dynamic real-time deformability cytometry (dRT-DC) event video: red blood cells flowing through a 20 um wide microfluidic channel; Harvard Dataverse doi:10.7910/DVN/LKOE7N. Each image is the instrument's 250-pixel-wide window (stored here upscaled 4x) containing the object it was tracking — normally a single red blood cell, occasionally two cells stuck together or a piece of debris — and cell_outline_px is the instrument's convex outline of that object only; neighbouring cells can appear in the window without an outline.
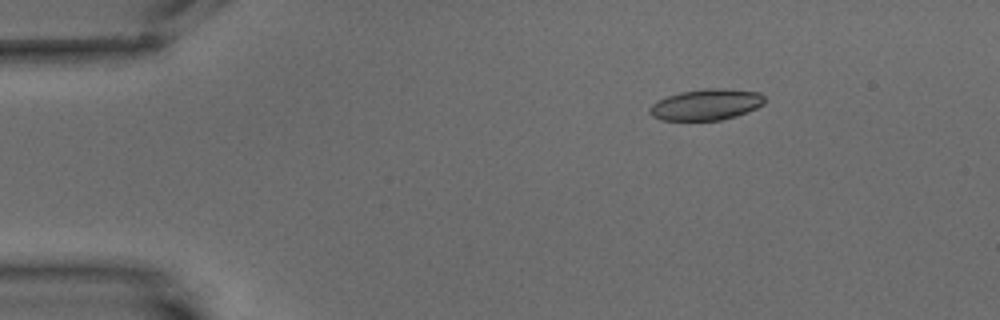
{"species": "common noctule bat (a hibernating species)", "species_latin": "Nyctalus noctula", "temperature_condition": "warm", "stored_images_in_passage": 3, "camera_frame_rate_fps": 3000, "um_per_image_px": 0.085, "animal": {"sex": "male", "body_mass_g": 15.6}, "frame": {"image": 1, "passage_image": 1, "time_ms": 0.0, "image_size_px": [1000, 320], "cell_outline_px": [[764, 104], [756, 108], [736, 116], [720, 120], [660, 120], [652, 116], [648, 112], [648, 108], [656, 100], [680, 92], [704, 88], [724, 88], [760, 92], [764, 96]], "centroid_in_image_um": [60.0, 8.88], "position_along_channel_um": 25.0, "area_um2": 20.98}}